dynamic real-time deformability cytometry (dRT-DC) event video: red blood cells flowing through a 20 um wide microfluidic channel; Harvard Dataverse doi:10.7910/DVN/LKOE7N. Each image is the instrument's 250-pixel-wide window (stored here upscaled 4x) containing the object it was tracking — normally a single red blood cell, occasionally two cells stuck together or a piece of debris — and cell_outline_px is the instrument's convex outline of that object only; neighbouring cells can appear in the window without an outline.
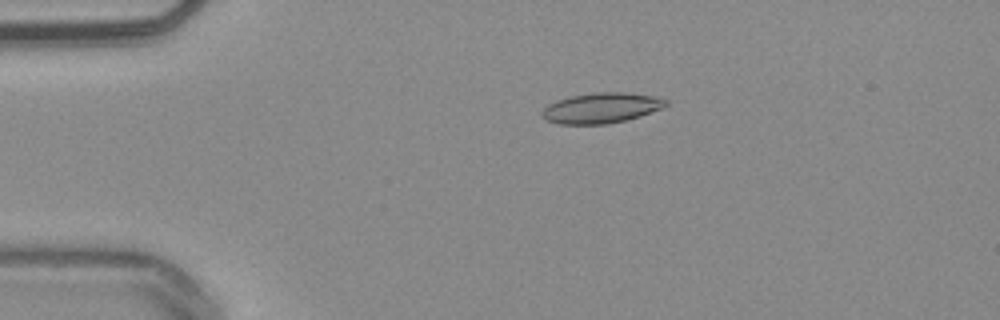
{"species": "common noctule bat (a hibernating species)", "species_latin": "Nyctalus noctula", "temperature_condition": "warm", "stored_images_in_passage": 49, "camera_frame_rate_fps": 3000, "um_per_image_px": 0.085, "animal": {"sex": "male", "body_mass_g": 20.4}, "frame": {"image": 1, "passage_image": 7, "time_ms": 2.0, "image_size_px": [1000, 320], "cell_outline_px": [[668, 104], [664, 108], [640, 116], [608, 124], [556, 124], [544, 120], [540, 112], [548, 104], [556, 100], [572, 96], [592, 92], [628, 92], [656, 96], [668, 100]], "centroid_in_image_um": [51.11, 9.17], "position_along_channel_um": 33.9, "area_um2": 22.25}}
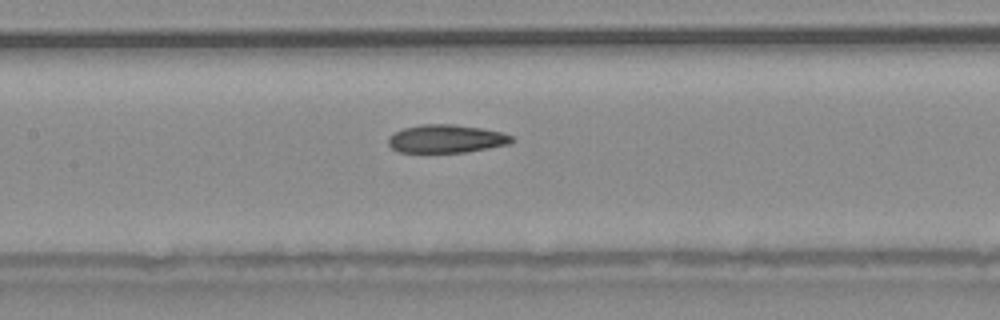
{"frame": {"image": 2, "passage_image": 21, "time_ms": 6.667, "image_size_px": [1000, 320], "cell_outline_px": [[516, 140], [508, 144], [468, 152], [400, 152], [392, 148], [388, 144], [388, 136], [392, 132], [404, 128], [420, 124], [452, 124], [484, 128], [500, 132], [512, 136]], "centroid_in_image_um": [37.92, 11.79], "position_along_channel_um": 169.5, "area_um2": 20.4}}
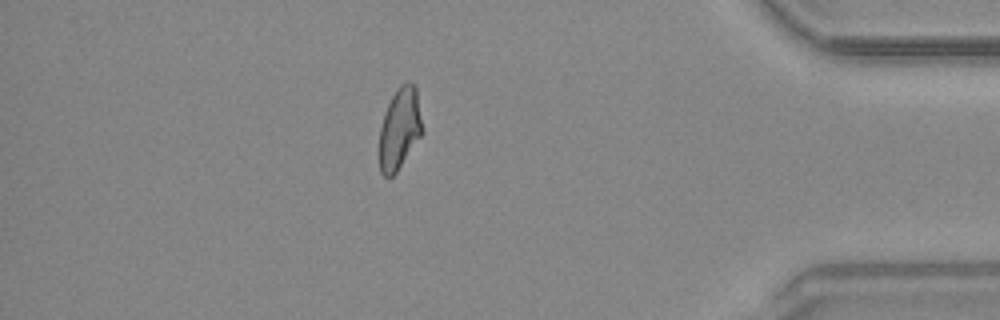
{"frame": {"image": 3, "passage_image": 42, "time_ms": 13.667, "image_size_px": [1000, 320], "cell_outline_px": [[424, 132], [396, 172], [392, 176], [384, 176], [380, 172], [376, 152], [380, 128], [388, 104], [396, 88], [400, 84], [408, 80], [416, 84]], "centroid_in_image_um": [33.95, 10.93], "position_along_channel_um": 401.2, "area_um2": 21.15}, "authors_computed_cell_mechanics": {"area_um2": 20.9814, "velocity_mm_per_s": 3.8581, "shape_relaxation_time_tau1_ms": null, "shape_relaxation_time_tau2_ms": 4.8736, "deformation_change_tau1": null, "deformation_change_tau2": 0.1134}}